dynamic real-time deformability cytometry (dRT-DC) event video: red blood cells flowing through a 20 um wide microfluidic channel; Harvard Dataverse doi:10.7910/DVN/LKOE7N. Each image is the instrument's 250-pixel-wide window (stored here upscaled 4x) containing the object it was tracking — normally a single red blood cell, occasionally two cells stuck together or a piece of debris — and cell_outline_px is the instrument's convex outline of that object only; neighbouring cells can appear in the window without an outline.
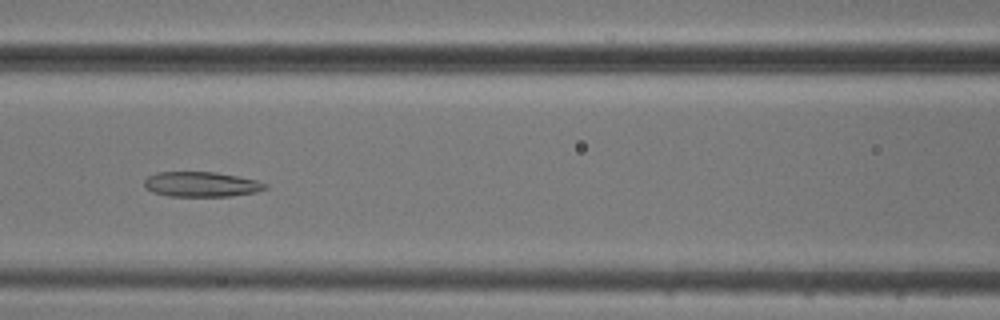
{"species": "common noctule bat (a hibernating species)", "species_latin": "Nyctalus noctula", "temperature_condition": "cold", "stored_images_in_passage": 53, "camera_frame_rate_fps": 3000, "um_per_image_px": 0.085, "animal": {"sex": "male", "body_mass_g": 20.5, "forearm_length_mm": 52.5}, "frame": {"image": 1, "passage_image": 23, "time_ms": 7.333, "image_size_px": [1000, 320], "cell_outline_px": [[268, 188], [256, 192], [232, 196], [168, 196], [152, 192], [144, 188], [144, 180], [148, 176], [156, 172], [216, 172], [256, 180], [268, 184]], "centroid_in_image_um": [17.09, 15.67], "position_along_channel_um": 149.5, "area_um2": 17.74}}
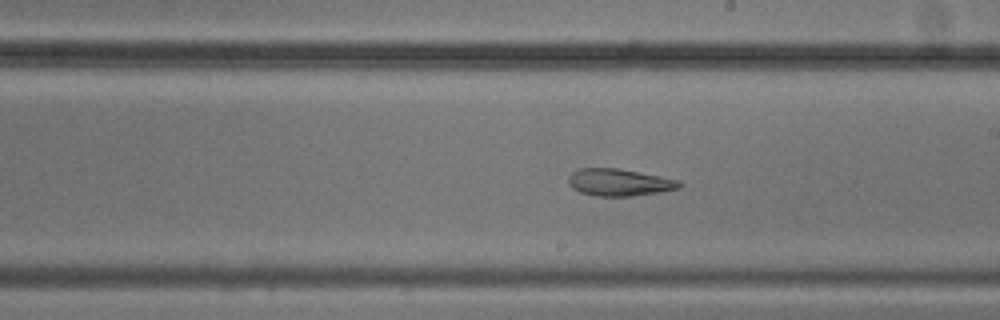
{"frame": {"image": 2, "passage_image": 30, "time_ms": 9.667, "image_size_px": [1000, 320], "cell_outline_px": [[684, 184], [680, 188], [660, 192], [632, 196], [596, 196], [580, 192], [572, 188], [568, 184], [568, 176], [572, 172], [580, 168], [616, 168], [660, 176], [680, 180]], "centroid_in_image_um": [52.64, 15.5], "position_along_channel_um": 236.4, "area_um2": 17.63}}
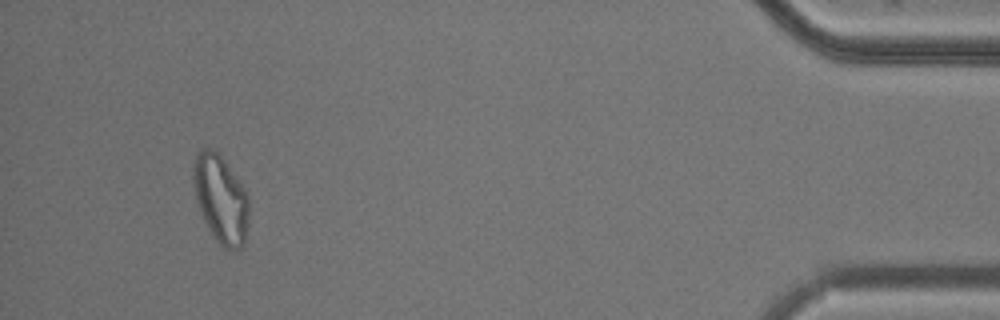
{"frame": {"image": 3, "passage_image": 50, "time_ms": 16.333, "image_size_px": [1000, 320], "cell_outline_px": [[248, 220], [244, 244], [240, 248], [224, 248], [216, 240], [204, 220], [200, 212], [192, 180], [192, 168], [196, 152], [200, 148], [212, 148], [224, 160], [244, 188], [248, 196]], "centroid_in_image_um": [18.74, 16.88], "position_along_channel_um": 416.5, "area_um2": 28.26}, "authors_computed_cell_mechanics": {"area_um2": 25.143, "velocity_mm_per_s": 3.7384, "shape_relaxation_time_tau1_ms": null, "shape_relaxation_time_tau2_ms": 5.1675, "deformation_change_tau1": null, "deformation_change_tau2": 0.1409}}